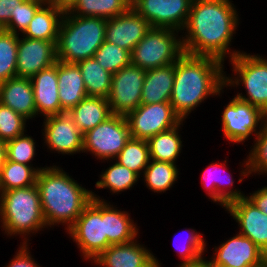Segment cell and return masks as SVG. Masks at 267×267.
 <instances>
[{
	"label": "cell",
	"mask_w": 267,
	"mask_h": 267,
	"mask_svg": "<svg viewBox=\"0 0 267 267\" xmlns=\"http://www.w3.org/2000/svg\"><path fill=\"white\" fill-rule=\"evenodd\" d=\"M232 0H193L181 32L184 53L214 57L223 63L241 50H232L239 13ZM185 31V32H184Z\"/></svg>",
	"instance_id": "obj_1"
},
{
	"label": "cell",
	"mask_w": 267,
	"mask_h": 267,
	"mask_svg": "<svg viewBox=\"0 0 267 267\" xmlns=\"http://www.w3.org/2000/svg\"><path fill=\"white\" fill-rule=\"evenodd\" d=\"M224 70V63L214 57L184 53L175 62L170 98L174 112L185 121L204 100L220 97L225 88Z\"/></svg>",
	"instance_id": "obj_2"
},
{
	"label": "cell",
	"mask_w": 267,
	"mask_h": 267,
	"mask_svg": "<svg viewBox=\"0 0 267 267\" xmlns=\"http://www.w3.org/2000/svg\"><path fill=\"white\" fill-rule=\"evenodd\" d=\"M63 169L53 163L37 175L36 185L48 230L65 225L67 231L92 199V190L83 187Z\"/></svg>",
	"instance_id": "obj_3"
},
{
	"label": "cell",
	"mask_w": 267,
	"mask_h": 267,
	"mask_svg": "<svg viewBox=\"0 0 267 267\" xmlns=\"http://www.w3.org/2000/svg\"><path fill=\"white\" fill-rule=\"evenodd\" d=\"M0 225L4 235L21 236L24 244H31L30 237L47 228L36 184L0 191Z\"/></svg>",
	"instance_id": "obj_4"
},
{
	"label": "cell",
	"mask_w": 267,
	"mask_h": 267,
	"mask_svg": "<svg viewBox=\"0 0 267 267\" xmlns=\"http://www.w3.org/2000/svg\"><path fill=\"white\" fill-rule=\"evenodd\" d=\"M107 19L64 12L56 44L57 61L77 63L94 57L105 41Z\"/></svg>",
	"instance_id": "obj_5"
},
{
	"label": "cell",
	"mask_w": 267,
	"mask_h": 267,
	"mask_svg": "<svg viewBox=\"0 0 267 267\" xmlns=\"http://www.w3.org/2000/svg\"><path fill=\"white\" fill-rule=\"evenodd\" d=\"M228 61L231 62L232 73L229 76L225 74L226 89L242 86L246 95L238 92L235 97L252 104L267 115V62L262 55L243 50Z\"/></svg>",
	"instance_id": "obj_6"
},
{
	"label": "cell",
	"mask_w": 267,
	"mask_h": 267,
	"mask_svg": "<svg viewBox=\"0 0 267 267\" xmlns=\"http://www.w3.org/2000/svg\"><path fill=\"white\" fill-rule=\"evenodd\" d=\"M179 31L151 28L131 52V64L144 70L175 63L183 54Z\"/></svg>",
	"instance_id": "obj_7"
},
{
	"label": "cell",
	"mask_w": 267,
	"mask_h": 267,
	"mask_svg": "<svg viewBox=\"0 0 267 267\" xmlns=\"http://www.w3.org/2000/svg\"><path fill=\"white\" fill-rule=\"evenodd\" d=\"M65 232L77 245L84 261L94 260L111 245L105 234V201L92 198Z\"/></svg>",
	"instance_id": "obj_8"
},
{
	"label": "cell",
	"mask_w": 267,
	"mask_h": 267,
	"mask_svg": "<svg viewBox=\"0 0 267 267\" xmlns=\"http://www.w3.org/2000/svg\"><path fill=\"white\" fill-rule=\"evenodd\" d=\"M131 138L125 116L112 114L83 134V152L103 162L114 160ZM105 160V161H104Z\"/></svg>",
	"instance_id": "obj_9"
},
{
	"label": "cell",
	"mask_w": 267,
	"mask_h": 267,
	"mask_svg": "<svg viewBox=\"0 0 267 267\" xmlns=\"http://www.w3.org/2000/svg\"><path fill=\"white\" fill-rule=\"evenodd\" d=\"M266 117L259 108L234 96L223 108L220 129L229 143L243 145L257 135Z\"/></svg>",
	"instance_id": "obj_10"
},
{
	"label": "cell",
	"mask_w": 267,
	"mask_h": 267,
	"mask_svg": "<svg viewBox=\"0 0 267 267\" xmlns=\"http://www.w3.org/2000/svg\"><path fill=\"white\" fill-rule=\"evenodd\" d=\"M125 117L131 138L146 141L160 132L174 128L182 121L170 102L140 104Z\"/></svg>",
	"instance_id": "obj_11"
},
{
	"label": "cell",
	"mask_w": 267,
	"mask_h": 267,
	"mask_svg": "<svg viewBox=\"0 0 267 267\" xmlns=\"http://www.w3.org/2000/svg\"><path fill=\"white\" fill-rule=\"evenodd\" d=\"M145 75L146 70L132 64L113 74L107 98L112 114L126 116L141 104Z\"/></svg>",
	"instance_id": "obj_12"
},
{
	"label": "cell",
	"mask_w": 267,
	"mask_h": 267,
	"mask_svg": "<svg viewBox=\"0 0 267 267\" xmlns=\"http://www.w3.org/2000/svg\"><path fill=\"white\" fill-rule=\"evenodd\" d=\"M41 130L47 151L59 155H74L83 152V134L77 128L69 112L45 117Z\"/></svg>",
	"instance_id": "obj_13"
},
{
	"label": "cell",
	"mask_w": 267,
	"mask_h": 267,
	"mask_svg": "<svg viewBox=\"0 0 267 267\" xmlns=\"http://www.w3.org/2000/svg\"><path fill=\"white\" fill-rule=\"evenodd\" d=\"M193 0H131V7L151 28L184 29Z\"/></svg>",
	"instance_id": "obj_14"
},
{
	"label": "cell",
	"mask_w": 267,
	"mask_h": 267,
	"mask_svg": "<svg viewBox=\"0 0 267 267\" xmlns=\"http://www.w3.org/2000/svg\"><path fill=\"white\" fill-rule=\"evenodd\" d=\"M209 261L215 267H254L267 255L249 238L239 233L214 247Z\"/></svg>",
	"instance_id": "obj_15"
},
{
	"label": "cell",
	"mask_w": 267,
	"mask_h": 267,
	"mask_svg": "<svg viewBox=\"0 0 267 267\" xmlns=\"http://www.w3.org/2000/svg\"><path fill=\"white\" fill-rule=\"evenodd\" d=\"M56 45L51 41L19 35L16 74L31 79L42 69L56 63Z\"/></svg>",
	"instance_id": "obj_16"
},
{
	"label": "cell",
	"mask_w": 267,
	"mask_h": 267,
	"mask_svg": "<svg viewBox=\"0 0 267 267\" xmlns=\"http://www.w3.org/2000/svg\"><path fill=\"white\" fill-rule=\"evenodd\" d=\"M225 209L238 223L237 232L251 239L267 255V215L247 197L230 202Z\"/></svg>",
	"instance_id": "obj_17"
},
{
	"label": "cell",
	"mask_w": 267,
	"mask_h": 267,
	"mask_svg": "<svg viewBox=\"0 0 267 267\" xmlns=\"http://www.w3.org/2000/svg\"><path fill=\"white\" fill-rule=\"evenodd\" d=\"M150 29L149 22L131 7L126 13L107 20L105 41L132 52Z\"/></svg>",
	"instance_id": "obj_18"
},
{
	"label": "cell",
	"mask_w": 267,
	"mask_h": 267,
	"mask_svg": "<svg viewBox=\"0 0 267 267\" xmlns=\"http://www.w3.org/2000/svg\"><path fill=\"white\" fill-rule=\"evenodd\" d=\"M227 158L222 162L212 161L203 169L201 185L211 202L220 205L223 209L230 202L246 197L239 188H233L234 179L232 173L227 171Z\"/></svg>",
	"instance_id": "obj_19"
},
{
	"label": "cell",
	"mask_w": 267,
	"mask_h": 267,
	"mask_svg": "<svg viewBox=\"0 0 267 267\" xmlns=\"http://www.w3.org/2000/svg\"><path fill=\"white\" fill-rule=\"evenodd\" d=\"M136 238L128 243L110 245L91 261L95 267H153L155 254Z\"/></svg>",
	"instance_id": "obj_20"
},
{
	"label": "cell",
	"mask_w": 267,
	"mask_h": 267,
	"mask_svg": "<svg viewBox=\"0 0 267 267\" xmlns=\"http://www.w3.org/2000/svg\"><path fill=\"white\" fill-rule=\"evenodd\" d=\"M35 106L38 117H48L61 113L59 99L57 61L42 69L31 78Z\"/></svg>",
	"instance_id": "obj_21"
},
{
	"label": "cell",
	"mask_w": 267,
	"mask_h": 267,
	"mask_svg": "<svg viewBox=\"0 0 267 267\" xmlns=\"http://www.w3.org/2000/svg\"><path fill=\"white\" fill-rule=\"evenodd\" d=\"M0 103L10 107L28 121H33L37 117L33 87L29 78L16 76L1 83Z\"/></svg>",
	"instance_id": "obj_22"
},
{
	"label": "cell",
	"mask_w": 267,
	"mask_h": 267,
	"mask_svg": "<svg viewBox=\"0 0 267 267\" xmlns=\"http://www.w3.org/2000/svg\"><path fill=\"white\" fill-rule=\"evenodd\" d=\"M92 198L100 201H105V234L107 240L111 245L124 244L133 241L135 238L138 239L139 226L131 215L127 211L118 209L119 207L114 206L103 197L92 191ZM103 198V199H102Z\"/></svg>",
	"instance_id": "obj_23"
},
{
	"label": "cell",
	"mask_w": 267,
	"mask_h": 267,
	"mask_svg": "<svg viewBox=\"0 0 267 267\" xmlns=\"http://www.w3.org/2000/svg\"><path fill=\"white\" fill-rule=\"evenodd\" d=\"M57 77L61 113L69 112L88 96L81 71L76 63L57 61Z\"/></svg>",
	"instance_id": "obj_24"
},
{
	"label": "cell",
	"mask_w": 267,
	"mask_h": 267,
	"mask_svg": "<svg viewBox=\"0 0 267 267\" xmlns=\"http://www.w3.org/2000/svg\"><path fill=\"white\" fill-rule=\"evenodd\" d=\"M175 63L146 70L141 104L170 102L174 85Z\"/></svg>",
	"instance_id": "obj_25"
},
{
	"label": "cell",
	"mask_w": 267,
	"mask_h": 267,
	"mask_svg": "<svg viewBox=\"0 0 267 267\" xmlns=\"http://www.w3.org/2000/svg\"><path fill=\"white\" fill-rule=\"evenodd\" d=\"M64 11L46 1L35 13L23 37L51 41L57 44Z\"/></svg>",
	"instance_id": "obj_26"
},
{
	"label": "cell",
	"mask_w": 267,
	"mask_h": 267,
	"mask_svg": "<svg viewBox=\"0 0 267 267\" xmlns=\"http://www.w3.org/2000/svg\"><path fill=\"white\" fill-rule=\"evenodd\" d=\"M82 134L112 115L106 98L87 96L69 111Z\"/></svg>",
	"instance_id": "obj_27"
},
{
	"label": "cell",
	"mask_w": 267,
	"mask_h": 267,
	"mask_svg": "<svg viewBox=\"0 0 267 267\" xmlns=\"http://www.w3.org/2000/svg\"><path fill=\"white\" fill-rule=\"evenodd\" d=\"M184 120H182L177 126L160 132L155 136H152L147 142L149 145L150 159L156 161L170 162L177 164L180 153L184 145L181 141L180 131ZM181 129V130H180Z\"/></svg>",
	"instance_id": "obj_28"
},
{
	"label": "cell",
	"mask_w": 267,
	"mask_h": 267,
	"mask_svg": "<svg viewBox=\"0 0 267 267\" xmlns=\"http://www.w3.org/2000/svg\"><path fill=\"white\" fill-rule=\"evenodd\" d=\"M81 71L88 96L108 98L113 74L105 70L94 57L76 63Z\"/></svg>",
	"instance_id": "obj_29"
},
{
	"label": "cell",
	"mask_w": 267,
	"mask_h": 267,
	"mask_svg": "<svg viewBox=\"0 0 267 267\" xmlns=\"http://www.w3.org/2000/svg\"><path fill=\"white\" fill-rule=\"evenodd\" d=\"M254 138L253 145L248 153L249 155L241 163L242 170L239 173V183H242L244 178L251 177L250 175H267V117Z\"/></svg>",
	"instance_id": "obj_30"
},
{
	"label": "cell",
	"mask_w": 267,
	"mask_h": 267,
	"mask_svg": "<svg viewBox=\"0 0 267 267\" xmlns=\"http://www.w3.org/2000/svg\"><path fill=\"white\" fill-rule=\"evenodd\" d=\"M177 167L170 162L150 160L141 176L144 179L142 181L153 193H164L177 183L180 175Z\"/></svg>",
	"instance_id": "obj_31"
},
{
	"label": "cell",
	"mask_w": 267,
	"mask_h": 267,
	"mask_svg": "<svg viewBox=\"0 0 267 267\" xmlns=\"http://www.w3.org/2000/svg\"><path fill=\"white\" fill-rule=\"evenodd\" d=\"M131 8V0H78L69 10L75 16L113 18L126 13Z\"/></svg>",
	"instance_id": "obj_32"
},
{
	"label": "cell",
	"mask_w": 267,
	"mask_h": 267,
	"mask_svg": "<svg viewBox=\"0 0 267 267\" xmlns=\"http://www.w3.org/2000/svg\"><path fill=\"white\" fill-rule=\"evenodd\" d=\"M99 180L96 182V189H109L111 195L121 194L127 190H131L134 185L140 180V176L129 170L127 167L120 165L114 160L112 165L102 170L99 175Z\"/></svg>",
	"instance_id": "obj_33"
},
{
	"label": "cell",
	"mask_w": 267,
	"mask_h": 267,
	"mask_svg": "<svg viewBox=\"0 0 267 267\" xmlns=\"http://www.w3.org/2000/svg\"><path fill=\"white\" fill-rule=\"evenodd\" d=\"M47 167H34L6 160L0 176V191L25 188L36 184L40 170Z\"/></svg>",
	"instance_id": "obj_34"
},
{
	"label": "cell",
	"mask_w": 267,
	"mask_h": 267,
	"mask_svg": "<svg viewBox=\"0 0 267 267\" xmlns=\"http://www.w3.org/2000/svg\"><path fill=\"white\" fill-rule=\"evenodd\" d=\"M185 231V233H187L185 239L182 241L180 240V242H183L184 245H180L181 243L177 242L179 240L177 234L174 236L173 247L177 252L178 258L180 257L182 260L180 261L181 263L177 264L178 266L176 265V267L196 263L201 259L206 258L204 253L208 252L206 248V239L203 238L202 233L197 232L196 229L193 228H185ZM182 233L184 234V231H182ZM179 234L178 236H180Z\"/></svg>",
	"instance_id": "obj_35"
},
{
	"label": "cell",
	"mask_w": 267,
	"mask_h": 267,
	"mask_svg": "<svg viewBox=\"0 0 267 267\" xmlns=\"http://www.w3.org/2000/svg\"><path fill=\"white\" fill-rule=\"evenodd\" d=\"M114 160L141 177L151 160L148 142L130 138Z\"/></svg>",
	"instance_id": "obj_36"
},
{
	"label": "cell",
	"mask_w": 267,
	"mask_h": 267,
	"mask_svg": "<svg viewBox=\"0 0 267 267\" xmlns=\"http://www.w3.org/2000/svg\"><path fill=\"white\" fill-rule=\"evenodd\" d=\"M19 35L0 29V84L16 77Z\"/></svg>",
	"instance_id": "obj_37"
},
{
	"label": "cell",
	"mask_w": 267,
	"mask_h": 267,
	"mask_svg": "<svg viewBox=\"0 0 267 267\" xmlns=\"http://www.w3.org/2000/svg\"><path fill=\"white\" fill-rule=\"evenodd\" d=\"M94 58L111 74L131 64L130 51L106 41L97 49Z\"/></svg>",
	"instance_id": "obj_38"
},
{
	"label": "cell",
	"mask_w": 267,
	"mask_h": 267,
	"mask_svg": "<svg viewBox=\"0 0 267 267\" xmlns=\"http://www.w3.org/2000/svg\"><path fill=\"white\" fill-rule=\"evenodd\" d=\"M26 133L6 142L7 160L33 166L32 162L37 154V143L31 135L29 136Z\"/></svg>",
	"instance_id": "obj_39"
},
{
	"label": "cell",
	"mask_w": 267,
	"mask_h": 267,
	"mask_svg": "<svg viewBox=\"0 0 267 267\" xmlns=\"http://www.w3.org/2000/svg\"><path fill=\"white\" fill-rule=\"evenodd\" d=\"M27 119L0 103V140L8 142L27 131Z\"/></svg>",
	"instance_id": "obj_40"
},
{
	"label": "cell",
	"mask_w": 267,
	"mask_h": 267,
	"mask_svg": "<svg viewBox=\"0 0 267 267\" xmlns=\"http://www.w3.org/2000/svg\"><path fill=\"white\" fill-rule=\"evenodd\" d=\"M47 0H24L14 13H11L8 24L3 28L14 34L22 35L28 28L30 21L33 19L36 11Z\"/></svg>",
	"instance_id": "obj_41"
},
{
	"label": "cell",
	"mask_w": 267,
	"mask_h": 267,
	"mask_svg": "<svg viewBox=\"0 0 267 267\" xmlns=\"http://www.w3.org/2000/svg\"><path fill=\"white\" fill-rule=\"evenodd\" d=\"M9 263L3 267H42L31 255L29 244L21 243Z\"/></svg>",
	"instance_id": "obj_42"
},
{
	"label": "cell",
	"mask_w": 267,
	"mask_h": 267,
	"mask_svg": "<svg viewBox=\"0 0 267 267\" xmlns=\"http://www.w3.org/2000/svg\"><path fill=\"white\" fill-rule=\"evenodd\" d=\"M24 0H0V29L9 22L11 13H14L18 5Z\"/></svg>",
	"instance_id": "obj_43"
},
{
	"label": "cell",
	"mask_w": 267,
	"mask_h": 267,
	"mask_svg": "<svg viewBox=\"0 0 267 267\" xmlns=\"http://www.w3.org/2000/svg\"><path fill=\"white\" fill-rule=\"evenodd\" d=\"M246 197L264 214L267 215V186H263L261 189L249 193Z\"/></svg>",
	"instance_id": "obj_44"
},
{
	"label": "cell",
	"mask_w": 267,
	"mask_h": 267,
	"mask_svg": "<svg viewBox=\"0 0 267 267\" xmlns=\"http://www.w3.org/2000/svg\"><path fill=\"white\" fill-rule=\"evenodd\" d=\"M64 12L69 11L78 0H47Z\"/></svg>",
	"instance_id": "obj_45"
},
{
	"label": "cell",
	"mask_w": 267,
	"mask_h": 267,
	"mask_svg": "<svg viewBox=\"0 0 267 267\" xmlns=\"http://www.w3.org/2000/svg\"><path fill=\"white\" fill-rule=\"evenodd\" d=\"M6 160H7L6 142L0 140V176H1L2 169L4 168V164Z\"/></svg>",
	"instance_id": "obj_46"
},
{
	"label": "cell",
	"mask_w": 267,
	"mask_h": 267,
	"mask_svg": "<svg viewBox=\"0 0 267 267\" xmlns=\"http://www.w3.org/2000/svg\"><path fill=\"white\" fill-rule=\"evenodd\" d=\"M182 267H215L209 260H207V258H203L200 261L196 262V263H192L189 265H185Z\"/></svg>",
	"instance_id": "obj_47"
},
{
	"label": "cell",
	"mask_w": 267,
	"mask_h": 267,
	"mask_svg": "<svg viewBox=\"0 0 267 267\" xmlns=\"http://www.w3.org/2000/svg\"><path fill=\"white\" fill-rule=\"evenodd\" d=\"M155 262H156V264L153 266V267H161L162 265V263H161V261H159L158 259H157V257H155Z\"/></svg>",
	"instance_id": "obj_48"
},
{
	"label": "cell",
	"mask_w": 267,
	"mask_h": 267,
	"mask_svg": "<svg viewBox=\"0 0 267 267\" xmlns=\"http://www.w3.org/2000/svg\"><path fill=\"white\" fill-rule=\"evenodd\" d=\"M254 267H267V259L264 262H262L261 264L254 266Z\"/></svg>",
	"instance_id": "obj_49"
}]
</instances>
